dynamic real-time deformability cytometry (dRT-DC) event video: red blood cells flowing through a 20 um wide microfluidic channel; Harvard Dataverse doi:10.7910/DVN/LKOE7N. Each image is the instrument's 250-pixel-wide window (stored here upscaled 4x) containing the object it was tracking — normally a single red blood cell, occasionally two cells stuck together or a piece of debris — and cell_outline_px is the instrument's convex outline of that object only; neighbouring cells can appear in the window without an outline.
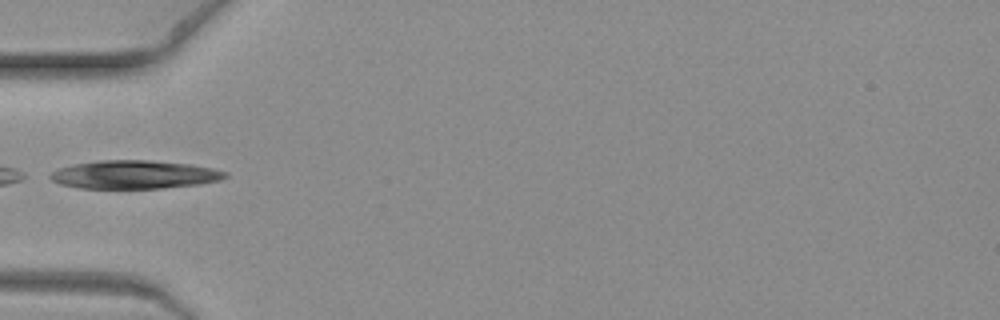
{"species": "common noctule bat (a hibernating species)", "species_latin": "Nyctalus noctula", "temperature_condition": "warm", "stored_images_in_passage": 7, "camera_frame_rate_fps": 3000, "um_per_image_px": 0.085, "animal": {"sex": "female", "body_mass_g": 19.3, "forearm_length_mm": 54.1}, "frame": {"image": 1, "passage_image": 6, "time_ms": 1.667, "image_size_px": [1000, 320], "cell_outline_px": [[228, 176], [220, 180], [200, 184], [164, 188], [80, 188], [60, 184], [44, 176], [56, 168], [72, 164], [100, 160], [148, 160], [188, 164], [212, 168], [228, 172]], "centroid_in_image_um": [11.36, 14.84], "position_along_channel_um": 73.6, "area_um2": 29.13}}